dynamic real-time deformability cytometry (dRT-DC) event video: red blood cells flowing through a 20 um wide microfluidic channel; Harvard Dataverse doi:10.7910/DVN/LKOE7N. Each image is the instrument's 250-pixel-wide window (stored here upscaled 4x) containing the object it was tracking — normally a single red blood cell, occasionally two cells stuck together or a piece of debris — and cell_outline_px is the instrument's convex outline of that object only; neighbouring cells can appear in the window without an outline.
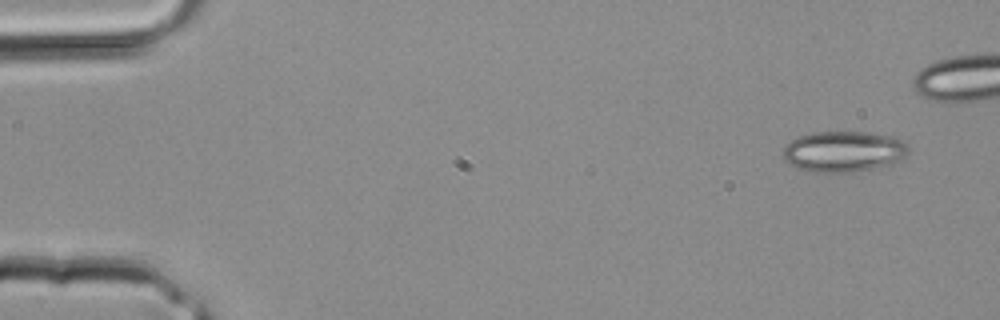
{"species": "common noctule bat (a hibernating species)", "species_latin": "Nyctalus noctula", "temperature_condition": "room temperature", "stored_images_in_passage": 4, "camera_frame_rate_fps": 3000, "um_per_image_px": 0.085, "animal": {"sex": "male", "body_mass_g": 20.4}, "frame": {"image": 1, "passage_image": 1, "time_ms": 0.0, "image_size_px": [1000, 320], "cell_outline_px": [[908, 152], [904, 156], [888, 164], [872, 168], [852, 172], [812, 172], [796, 168], [788, 164], [784, 160], [784, 148], [796, 136], [812, 132], [864, 132], [892, 136], [908, 144]], "centroid_in_image_um": [71.65, 12.87], "position_along_channel_um": 13.4, "area_um2": 29.65}}